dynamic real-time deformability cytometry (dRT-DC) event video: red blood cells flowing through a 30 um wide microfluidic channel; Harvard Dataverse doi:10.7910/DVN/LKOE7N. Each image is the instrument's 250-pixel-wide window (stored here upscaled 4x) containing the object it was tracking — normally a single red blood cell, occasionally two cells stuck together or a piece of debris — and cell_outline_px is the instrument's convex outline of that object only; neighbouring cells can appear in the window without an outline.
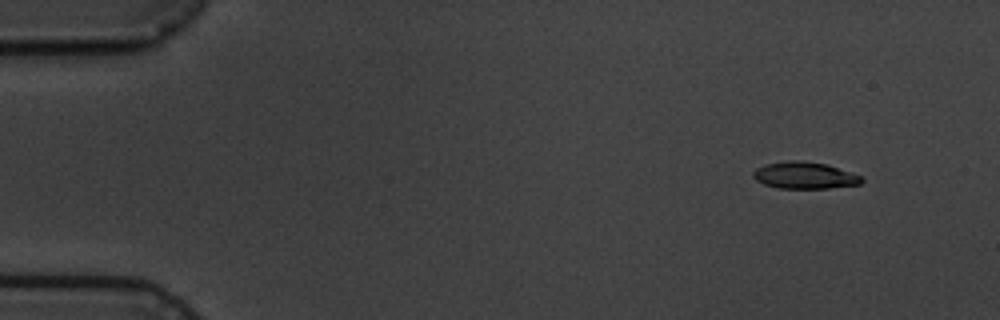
{"species": "common noctule bat (a hibernating species)", "species_latin": "Nyctalus noctula", "temperature_condition": "cold", "stored_images_in_passage": 4, "camera_frame_rate_fps": 3000, "um_per_image_px": 0.085, "animal": {"sex": "male", "body_mass_g": 19.5, "forearm_length_mm": 54.6}, "frame": {"image": 1, "passage_image": 1, "time_ms": 0.0, "image_size_px": [1000, 320], "cell_outline_px": [[864, 180], [860, 184], [828, 188], [776, 188], [764, 184], [756, 180], [752, 176], [752, 172], [756, 168], [764, 164], [788, 160], [800, 160], [828, 164], [864, 176]], "centroid_in_image_um": [68.4, 14.9], "position_along_channel_um": 16.6, "area_um2": 17.22}}
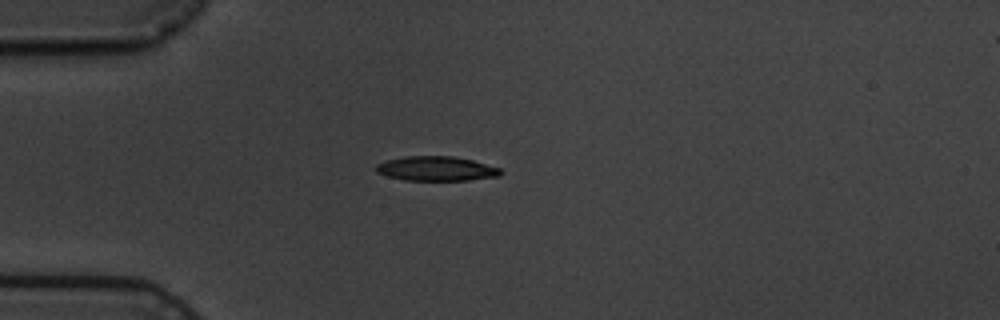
{"frame": {"image": 2, "passage_image": 4, "time_ms": 3.333, "image_size_px": [1000, 320], "cell_outline_px": [[504, 172], [500, 176], [468, 180], [404, 180], [388, 176], [376, 172], [376, 164], [388, 160], [404, 156], [452, 156], [472, 160], [500, 168]], "centroid_in_image_um": [37.1, 14.33], "position_along_channel_um": 47.9, "area_um2": 17.74}}